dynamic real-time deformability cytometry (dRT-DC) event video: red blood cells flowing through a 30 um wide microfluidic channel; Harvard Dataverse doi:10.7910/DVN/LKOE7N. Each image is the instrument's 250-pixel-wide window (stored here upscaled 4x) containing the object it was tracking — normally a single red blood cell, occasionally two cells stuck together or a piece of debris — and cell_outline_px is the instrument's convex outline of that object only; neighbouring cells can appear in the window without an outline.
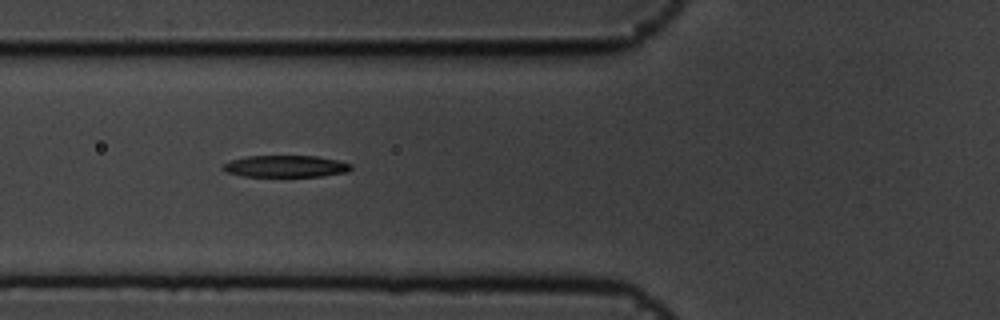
{"species": "common noctule bat (a hibernating species)", "species_latin": "Nyctalus noctula", "temperature_condition": "cold", "stored_images_in_passage": 5, "camera_frame_rate_fps": 3000, "um_per_image_px": 0.085, "animal": {"sex": "male", "body_mass_g": 19.5, "forearm_length_mm": 54.6}, "frame": {"image": 1, "passage_image": 2, "time_ms": 0.333, "image_size_px": [1000, 320], "cell_outline_px": [[352, 168], [348, 172], [320, 176], [244, 176], [228, 172], [220, 168], [224, 164], [232, 160], [248, 156], [316, 156], [336, 160], [352, 164]], "centroid_in_image_um": [24.3, 14.13], "position_along_channel_um": 101.5, "area_um2": 16.07}}
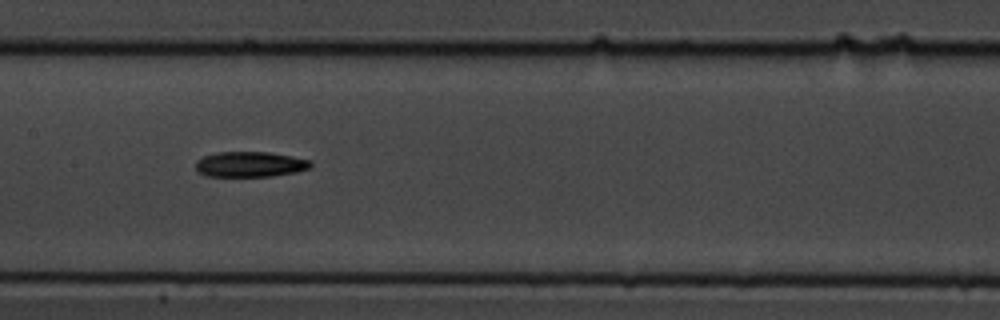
{"frame": {"image": 2, "passage_image": 4, "time_ms": 1.0, "image_size_px": [1000, 320], "cell_outline_px": [[312, 168], [296, 172], [272, 176], [208, 176], [200, 172], [196, 168], [196, 160], [204, 156], [216, 152], [268, 152], [292, 156], [312, 160]], "centroid_in_image_um": [21.3, 13.96], "position_along_channel_um": 186.1, "area_um2": 17.05}}
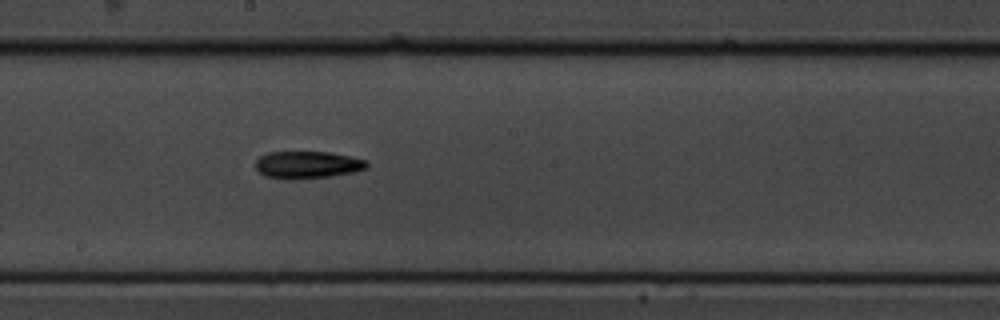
{"frame": {"image": 3, "passage_image": 5, "time_ms": 1.333, "image_size_px": [1000, 320], "cell_outline_px": [[368, 164], [364, 168], [356, 172], [332, 176], [264, 176], [256, 168], [256, 160], [260, 156], [268, 152], [328, 152], [368, 160]], "centroid_in_image_um": [26.18, 13.95], "position_along_channel_um": 222.0, "area_um2": 16.76}}